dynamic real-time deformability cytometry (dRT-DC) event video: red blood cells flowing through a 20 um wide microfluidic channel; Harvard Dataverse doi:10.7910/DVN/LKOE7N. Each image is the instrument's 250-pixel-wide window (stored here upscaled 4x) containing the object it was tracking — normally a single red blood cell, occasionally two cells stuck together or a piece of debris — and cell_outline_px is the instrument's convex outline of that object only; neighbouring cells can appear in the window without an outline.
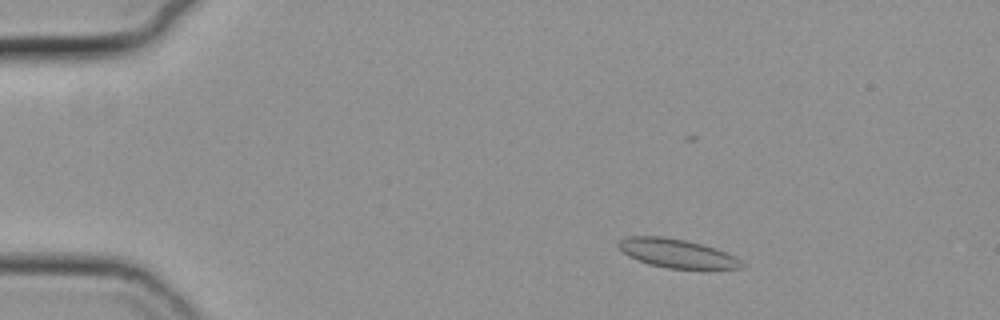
{"species": "common noctule bat (a hibernating species)", "species_latin": "Nyctalus noctula", "temperature_condition": "cold", "stored_images_in_passage": 17, "camera_frame_rate_fps": 3000, "um_per_image_px": 0.085, "animal": {"sex": "female", "body_mass_g": 19.3, "forearm_length_mm": 54.1}, "frame": {"image": 1, "passage_image": 8, "time_ms": 2.333, "image_size_px": [1000, 320], "cell_outline_px": [[744, 268], [704, 272], [668, 268], [648, 264], [628, 256], [616, 244], [616, 240], [628, 236], [664, 236], [688, 240], [716, 248], [736, 256], [744, 264]], "centroid_in_image_um": [57.63, 21.58], "position_along_channel_um": 27.4, "area_um2": 21.85}}